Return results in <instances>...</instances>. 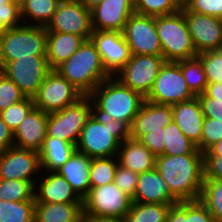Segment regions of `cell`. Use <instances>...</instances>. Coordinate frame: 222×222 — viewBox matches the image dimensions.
<instances>
[{
	"mask_svg": "<svg viewBox=\"0 0 222 222\" xmlns=\"http://www.w3.org/2000/svg\"><path fill=\"white\" fill-rule=\"evenodd\" d=\"M172 112L173 120L181 132L201 151V134L205 117L197 96L172 105Z\"/></svg>",
	"mask_w": 222,
	"mask_h": 222,
	"instance_id": "23",
	"label": "cell"
},
{
	"mask_svg": "<svg viewBox=\"0 0 222 222\" xmlns=\"http://www.w3.org/2000/svg\"><path fill=\"white\" fill-rule=\"evenodd\" d=\"M46 30L47 32L71 33L88 40L93 31L91 10L85 8L77 0H61Z\"/></svg>",
	"mask_w": 222,
	"mask_h": 222,
	"instance_id": "13",
	"label": "cell"
},
{
	"mask_svg": "<svg viewBox=\"0 0 222 222\" xmlns=\"http://www.w3.org/2000/svg\"><path fill=\"white\" fill-rule=\"evenodd\" d=\"M82 36L71 33L47 32L46 57L51 69L68 60L84 42Z\"/></svg>",
	"mask_w": 222,
	"mask_h": 222,
	"instance_id": "26",
	"label": "cell"
},
{
	"mask_svg": "<svg viewBox=\"0 0 222 222\" xmlns=\"http://www.w3.org/2000/svg\"><path fill=\"white\" fill-rule=\"evenodd\" d=\"M155 24L166 62H178L198 55L182 10L155 17Z\"/></svg>",
	"mask_w": 222,
	"mask_h": 222,
	"instance_id": "6",
	"label": "cell"
},
{
	"mask_svg": "<svg viewBox=\"0 0 222 222\" xmlns=\"http://www.w3.org/2000/svg\"><path fill=\"white\" fill-rule=\"evenodd\" d=\"M48 113L33 108L14 131V146L39 152L46 138Z\"/></svg>",
	"mask_w": 222,
	"mask_h": 222,
	"instance_id": "21",
	"label": "cell"
},
{
	"mask_svg": "<svg viewBox=\"0 0 222 222\" xmlns=\"http://www.w3.org/2000/svg\"><path fill=\"white\" fill-rule=\"evenodd\" d=\"M12 3L19 4L20 6L25 2V0H9Z\"/></svg>",
	"mask_w": 222,
	"mask_h": 222,
	"instance_id": "54",
	"label": "cell"
},
{
	"mask_svg": "<svg viewBox=\"0 0 222 222\" xmlns=\"http://www.w3.org/2000/svg\"><path fill=\"white\" fill-rule=\"evenodd\" d=\"M35 184L22 180L0 179V200L4 201H35Z\"/></svg>",
	"mask_w": 222,
	"mask_h": 222,
	"instance_id": "36",
	"label": "cell"
},
{
	"mask_svg": "<svg viewBox=\"0 0 222 222\" xmlns=\"http://www.w3.org/2000/svg\"><path fill=\"white\" fill-rule=\"evenodd\" d=\"M25 97L19 87L0 71V112Z\"/></svg>",
	"mask_w": 222,
	"mask_h": 222,
	"instance_id": "41",
	"label": "cell"
},
{
	"mask_svg": "<svg viewBox=\"0 0 222 222\" xmlns=\"http://www.w3.org/2000/svg\"><path fill=\"white\" fill-rule=\"evenodd\" d=\"M51 70L46 55H31L8 62L0 71L11 79L26 97L33 98Z\"/></svg>",
	"mask_w": 222,
	"mask_h": 222,
	"instance_id": "11",
	"label": "cell"
},
{
	"mask_svg": "<svg viewBox=\"0 0 222 222\" xmlns=\"http://www.w3.org/2000/svg\"><path fill=\"white\" fill-rule=\"evenodd\" d=\"M172 121V106L145 100L130 126V139L139 141L151 131L164 129Z\"/></svg>",
	"mask_w": 222,
	"mask_h": 222,
	"instance_id": "18",
	"label": "cell"
},
{
	"mask_svg": "<svg viewBox=\"0 0 222 222\" xmlns=\"http://www.w3.org/2000/svg\"><path fill=\"white\" fill-rule=\"evenodd\" d=\"M165 62L162 55H131L130 60L114 77L146 98Z\"/></svg>",
	"mask_w": 222,
	"mask_h": 222,
	"instance_id": "10",
	"label": "cell"
},
{
	"mask_svg": "<svg viewBox=\"0 0 222 222\" xmlns=\"http://www.w3.org/2000/svg\"><path fill=\"white\" fill-rule=\"evenodd\" d=\"M75 150L76 145L46 135L39 151L41 169L47 172H55L71 157Z\"/></svg>",
	"mask_w": 222,
	"mask_h": 222,
	"instance_id": "28",
	"label": "cell"
},
{
	"mask_svg": "<svg viewBox=\"0 0 222 222\" xmlns=\"http://www.w3.org/2000/svg\"><path fill=\"white\" fill-rule=\"evenodd\" d=\"M60 1L61 0H25L21 5L23 24L46 27L52 19ZM26 21L27 23L29 22V24L25 23Z\"/></svg>",
	"mask_w": 222,
	"mask_h": 222,
	"instance_id": "30",
	"label": "cell"
},
{
	"mask_svg": "<svg viewBox=\"0 0 222 222\" xmlns=\"http://www.w3.org/2000/svg\"><path fill=\"white\" fill-rule=\"evenodd\" d=\"M163 142L165 143L163 155L203 154L197 145L181 132L174 120L164 128Z\"/></svg>",
	"mask_w": 222,
	"mask_h": 222,
	"instance_id": "31",
	"label": "cell"
},
{
	"mask_svg": "<svg viewBox=\"0 0 222 222\" xmlns=\"http://www.w3.org/2000/svg\"><path fill=\"white\" fill-rule=\"evenodd\" d=\"M166 222H215L207 207L200 201H179L170 206Z\"/></svg>",
	"mask_w": 222,
	"mask_h": 222,
	"instance_id": "29",
	"label": "cell"
},
{
	"mask_svg": "<svg viewBox=\"0 0 222 222\" xmlns=\"http://www.w3.org/2000/svg\"><path fill=\"white\" fill-rule=\"evenodd\" d=\"M92 113L91 98L83 96L74 104L48 114L46 134L77 145L81 131Z\"/></svg>",
	"mask_w": 222,
	"mask_h": 222,
	"instance_id": "7",
	"label": "cell"
},
{
	"mask_svg": "<svg viewBox=\"0 0 222 222\" xmlns=\"http://www.w3.org/2000/svg\"><path fill=\"white\" fill-rule=\"evenodd\" d=\"M204 94L207 97L214 98L215 101L222 102V83L221 82H215V83H208Z\"/></svg>",
	"mask_w": 222,
	"mask_h": 222,
	"instance_id": "50",
	"label": "cell"
},
{
	"mask_svg": "<svg viewBox=\"0 0 222 222\" xmlns=\"http://www.w3.org/2000/svg\"><path fill=\"white\" fill-rule=\"evenodd\" d=\"M81 97L79 90L52 69L33 97V102L35 108L49 114L74 104Z\"/></svg>",
	"mask_w": 222,
	"mask_h": 222,
	"instance_id": "12",
	"label": "cell"
},
{
	"mask_svg": "<svg viewBox=\"0 0 222 222\" xmlns=\"http://www.w3.org/2000/svg\"><path fill=\"white\" fill-rule=\"evenodd\" d=\"M89 97L95 115L126 122L130 126L145 101L140 93L124 86L115 77H110L100 83Z\"/></svg>",
	"mask_w": 222,
	"mask_h": 222,
	"instance_id": "2",
	"label": "cell"
},
{
	"mask_svg": "<svg viewBox=\"0 0 222 222\" xmlns=\"http://www.w3.org/2000/svg\"><path fill=\"white\" fill-rule=\"evenodd\" d=\"M204 156H222V139L205 151Z\"/></svg>",
	"mask_w": 222,
	"mask_h": 222,
	"instance_id": "52",
	"label": "cell"
},
{
	"mask_svg": "<svg viewBox=\"0 0 222 222\" xmlns=\"http://www.w3.org/2000/svg\"><path fill=\"white\" fill-rule=\"evenodd\" d=\"M35 203L0 200V222H35Z\"/></svg>",
	"mask_w": 222,
	"mask_h": 222,
	"instance_id": "33",
	"label": "cell"
},
{
	"mask_svg": "<svg viewBox=\"0 0 222 222\" xmlns=\"http://www.w3.org/2000/svg\"><path fill=\"white\" fill-rule=\"evenodd\" d=\"M139 174L118 164L114 176L115 185L131 198L134 197Z\"/></svg>",
	"mask_w": 222,
	"mask_h": 222,
	"instance_id": "45",
	"label": "cell"
},
{
	"mask_svg": "<svg viewBox=\"0 0 222 222\" xmlns=\"http://www.w3.org/2000/svg\"><path fill=\"white\" fill-rule=\"evenodd\" d=\"M164 129L155 132H149L144 135L139 141L148 148L155 156L162 155L165 148Z\"/></svg>",
	"mask_w": 222,
	"mask_h": 222,
	"instance_id": "47",
	"label": "cell"
},
{
	"mask_svg": "<svg viewBox=\"0 0 222 222\" xmlns=\"http://www.w3.org/2000/svg\"><path fill=\"white\" fill-rule=\"evenodd\" d=\"M34 107L33 98L25 97L23 100L14 103L5 110H2L0 112V117L14 133L20 123Z\"/></svg>",
	"mask_w": 222,
	"mask_h": 222,
	"instance_id": "39",
	"label": "cell"
},
{
	"mask_svg": "<svg viewBox=\"0 0 222 222\" xmlns=\"http://www.w3.org/2000/svg\"><path fill=\"white\" fill-rule=\"evenodd\" d=\"M132 198L115 183L92 187L82 199L83 215L117 218L122 220L130 210Z\"/></svg>",
	"mask_w": 222,
	"mask_h": 222,
	"instance_id": "8",
	"label": "cell"
},
{
	"mask_svg": "<svg viewBox=\"0 0 222 222\" xmlns=\"http://www.w3.org/2000/svg\"><path fill=\"white\" fill-rule=\"evenodd\" d=\"M180 68L189 90L195 96L203 94L208 82L202 61L197 56L191 59L181 60Z\"/></svg>",
	"mask_w": 222,
	"mask_h": 222,
	"instance_id": "35",
	"label": "cell"
},
{
	"mask_svg": "<svg viewBox=\"0 0 222 222\" xmlns=\"http://www.w3.org/2000/svg\"><path fill=\"white\" fill-rule=\"evenodd\" d=\"M47 30L43 26L22 24L0 30V70L18 58L46 55Z\"/></svg>",
	"mask_w": 222,
	"mask_h": 222,
	"instance_id": "5",
	"label": "cell"
},
{
	"mask_svg": "<svg viewBox=\"0 0 222 222\" xmlns=\"http://www.w3.org/2000/svg\"><path fill=\"white\" fill-rule=\"evenodd\" d=\"M202 61L208 83H222V50L205 51L197 55Z\"/></svg>",
	"mask_w": 222,
	"mask_h": 222,
	"instance_id": "40",
	"label": "cell"
},
{
	"mask_svg": "<svg viewBox=\"0 0 222 222\" xmlns=\"http://www.w3.org/2000/svg\"><path fill=\"white\" fill-rule=\"evenodd\" d=\"M221 139L222 121L205 117L201 134V152L204 153Z\"/></svg>",
	"mask_w": 222,
	"mask_h": 222,
	"instance_id": "43",
	"label": "cell"
},
{
	"mask_svg": "<svg viewBox=\"0 0 222 222\" xmlns=\"http://www.w3.org/2000/svg\"><path fill=\"white\" fill-rule=\"evenodd\" d=\"M185 20L197 54L222 50V19L194 13L182 6Z\"/></svg>",
	"mask_w": 222,
	"mask_h": 222,
	"instance_id": "17",
	"label": "cell"
},
{
	"mask_svg": "<svg viewBox=\"0 0 222 222\" xmlns=\"http://www.w3.org/2000/svg\"><path fill=\"white\" fill-rule=\"evenodd\" d=\"M77 1L81 3L85 8L92 10L97 5H99L102 0H77Z\"/></svg>",
	"mask_w": 222,
	"mask_h": 222,
	"instance_id": "53",
	"label": "cell"
},
{
	"mask_svg": "<svg viewBox=\"0 0 222 222\" xmlns=\"http://www.w3.org/2000/svg\"><path fill=\"white\" fill-rule=\"evenodd\" d=\"M40 171L41 161L37 151L12 146L0 154V179H17L35 184L36 176L42 175Z\"/></svg>",
	"mask_w": 222,
	"mask_h": 222,
	"instance_id": "16",
	"label": "cell"
},
{
	"mask_svg": "<svg viewBox=\"0 0 222 222\" xmlns=\"http://www.w3.org/2000/svg\"><path fill=\"white\" fill-rule=\"evenodd\" d=\"M22 23L21 6L9 0H0V30L15 28Z\"/></svg>",
	"mask_w": 222,
	"mask_h": 222,
	"instance_id": "42",
	"label": "cell"
},
{
	"mask_svg": "<svg viewBox=\"0 0 222 222\" xmlns=\"http://www.w3.org/2000/svg\"><path fill=\"white\" fill-rule=\"evenodd\" d=\"M173 204L136 203L132 202L122 222H166L170 206Z\"/></svg>",
	"mask_w": 222,
	"mask_h": 222,
	"instance_id": "32",
	"label": "cell"
},
{
	"mask_svg": "<svg viewBox=\"0 0 222 222\" xmlns=\"http://www.w3.org/2000/svg\"><path fill=\"white\" fill-rule=\"evenodd\" d=\"M126 1H128L135 8L138 0H126Z\"/></svg>",
	"mask_w": 222,
	"mask_h": 222,
	"instance_id": "55",
	"label": "cell"
},
{
	"mask_svg": "<svg viewBox=\"0 0 222 222\" xmlns=\"http://www.w3.org/2000/svg\"><path fill=\"white\" fill-rule=\"evenodd\" d=\"M127 139H130L128 123L92 113L81 131L76 150L91 159L113 157L117 156L120 144Z\"/></svg>",
	"mask_w": 222,
	"mask_h": 222,
	"instance_id": "3",
	"label": "cell"
},
{
	"mask_svg": "<svg viewBox=\"0 0 222 222\" xmlns=\"http://www.w3.org/2000/svg\"><path fill=\"white\" fill-rule=\"evenodd\" d=\"M82 222H122L117 218L83 215Z\"/></svg>",
	"mask_w": 222,
	"mask_h": 222,
	"instance_id": "51",
	"label": "cell"
},
{
	"mask_svg": "<svg viewBox=\"0 0 222 222\" xmlns=\"http://www.w3.org/2000/svg\"><path fill=\"white\" fill-rule=\"evenodd\" d=\"M91 41L99 52L106 72L114 77L130 60L131 52L120 31H92Z\"/></svg>",
	"mask_w": 222,
	"mask_h": 222,
	"instance_id": "15",
	"label": "cell"
},
{
	"mask_svg": "<svg viewBox=\"0 0 222 222\" xmlns=\"http://www.w3.org/2000/svg\"><path fill=\"white\" fill-rule=\"evenodd\" d=\"M14 146V134L0 117V154Z\"/></svg>",
	"mask_w": 222,
	"mask_h": 222,
	"instance_id": "49",
	"label": "cell"
},
{
	"mask_svg": "<svg viewBox=\"0 0 222 222\" xmlns=\"http://www.w3.org/2000/svg\"><path fill=\"white\" fill-rule=\"evenodd\" d=\"M118 164L117 156L92 158L89 170L90 188L113 183Z\"/></svg>",
	"mask_w": 222,
	"mask_h": 222,
	"instance_id": "34",
	"label": "cell"
},
{
	"mask_svg": "<svg viewBox=\"0 0 222 222\" xmlns=\"http://www.w3.org/2000/svg\"><path fill=\"white\" fill-rule=\"evenodd\" d=\"M90 162V157L75 150L71 157L55 171L65 178L81 199L90 190Z\"/></svg>",
	"mask_w": 222,
	"mask_h": 222,
	"instance_id": "24",
	"label": "cell"
},
{
	"mask_svg": "<svg viewBox=\"0 0 222 222\" xmlns=\"http://www.w3.org/2000/svg\"><path fill=\"white\" fill-rule=\"evenodd\" d=\"M134 12V7L126 0H102L91 10L92 30L122 32Z\"/></svg>",
	"mask_w": 222,
	"mask_h": 222,
	"instance_id": "19",
	"label": "cell"
},
{
	"mask_svg": "<svg viewBox=\"0 0 222 222\" xmlns=\"http://www.w3.org/2000/svg\"><path fill=\"white\" fill-rule=\"evenodd\" d=\"M122 33L131 55H162L155 17L134 12Z\"/></svg>",
	"mask_w": 222,
	"mask_h": 222,
	"instance_id": "14",
	"label": "cell"
},
{
	"mask_svg": "<svg viewBox=\"0 0 222 222\" xmlns=\"http://www.w3.org/2000/svg\"><path fill=\"white\" fill-rule=\"evenodd\" d=\"M44 173L35 183L34 199L37 203H82L65 178L57 172ZM38 184V185H37Z\"/></svg>",
	"mask_w": 222,
	"mask_h": 222,
	"instance_id": "20",
	"label": "cell"
},
{
	"mask_svg": "<svg viewBox=\"0 0 222 222\" xmlns=\"http://www.w3.org/2000/svg\"><path fill=\"white\" fill-rule=\"evenodd\" d=\"M82 203H35V222H82Z\"/></svg>",
	"mask_w": 222,
	"mask_h": 222,
	"instance_id": "27",
	"label": "cell"
},
{
	"mask_svg": "<svg viewBox=\"0 0 222 222\" xmlns=\"http://www.w3.org/2000/svg\"><path fill=\"white\" fill-rule=\"evenodd\" d=\"M199 200L207 207L215 222H222V180L204 179Z\"/></svg>",
	"mask_w": 222,
	"mask_h": 222,
	"instance_id": "37",
	"label": "cell"
},
{
	"mask_svg": "<svg viewBox=\"0 0 222 222\" xmlns=\"http://www.w3.org/2000/svg\"><path fill=\"white\" fill-rule=\"evenodd\" d=\"M193 97L195 95L189 90L178 61L165 62L145 100L172 106Z\"/></svg>",
	"mask_w": 222,
	"mask_h": 222,
	"instance_id": "9",
	"label": "cell"
},
{
	"mask_svg": "<svg viewBox=\"0 0 222 222\" xmlns=\"http://www.w3.org/2000/svg\"><path fill=\"white\" fill-rule=\"evenodd\" d=\"M204 117L222 121V102L215 101L214 98L207 97L204 93L197 96Z\"/></svg>",
	"mask_w": 222,
	"mask_h": 222,
	"instance_id": "46",
	"label": "cell"
},
{
	"mask_svg": "<svg viewBox=\"0 0 222 222\" xmlns=\"http://www.w3.org/2000/svg\"><path fill=\"white\" fill-rule=\"evenodd\" d=\"M181 0H138L135 12L147 16H163L182 9Z\"/></svg>",
	"mask_w": 222,
	"mask_h": 222,
	"instance_id": "38",
	"label": "cell"
},
{
	"mask_svg": "<svg viewBox=\"0 0 222 222\" xmlns=\"http://www.w3.org/2000/svg\"><path fill=\"white\" fill-rule=\"evenodd\" d=\"M119 165L136 173L155 168L156 156L140 141L127 139L120 144L117 154Z\"/></svg>",
	"mask_w": 222,
	"mask_h": 222,
	"instance_id": "25",
	"label": "cell"
},
{
	"mask_svg": "<svg viewBox=\"0 0 222 222\" xmlns=\"http://www.w3.org/2000/svg\"><path fill=\"white\" fill-rule=\"evenodd\" d=\"M155 168L179 201L200 199L204 182V154L158 155Z\"/></svg>",
	"mask_w": 222,
	"mask_h": 222,
	"instance_id": "1",
	"label": "cell"
},
{
	"mask_svg": "<svg viewBox=\"0 0 222 222\" xmlns=\"http://www.w3.org/2000/svg\"><path fill=\"white\" fill-rule=\"evenodd\" d=\"M54 70L83 96H89L100 83L111 77L91 39L84 40L78 50Z\"/></svg>",
	"mask_w": 222,
	"mask_h": 222,
	"instance_id": "4",
	"label": "cell"
},
{
	"mask_svg": "<svg viewBox=\"0 0 222 222\" xmlns=\"http://www.w3.org/2000/svg\"><path fill=\"white\" fill-rule=\"evenodd\" d=\"M204 179L222 180V156H204Z\"/></svg>",
	"mask_w": 222,
	"mask_h": 222,
	"instance_id": "48",
	"label": "cell"
},
{
	"mask_svg": "<svg viewBox=\"0 0 222 222\" xmlns=\"http://www.w3.org/2000/svg\"><path fill=\"white\" fill-rule=\"evenodd\" d=\"M136 203L177 204L179 200L171 193L156 168L139 173L137 188L132 198Z\"/></svg>",
	"mask_w": 222,
	"mask_h": 222,
	"instance_id": "22",
	"label": "cell"
},
{
	"mask_svg": "<svg viewBox=\"0 0 222 222\" xmlns=\"http://www.w3.org/2000/svg\"><path fill=\"white\" fill-rule=\"evenodd\" d=\"M183 6L190 12L222 19V0H185Z\"/></svg>",
	"mask_w": 222,
	"mask_h": 222,
	"instance_id": "44",
	"label": "cell"
}]
</instances>
